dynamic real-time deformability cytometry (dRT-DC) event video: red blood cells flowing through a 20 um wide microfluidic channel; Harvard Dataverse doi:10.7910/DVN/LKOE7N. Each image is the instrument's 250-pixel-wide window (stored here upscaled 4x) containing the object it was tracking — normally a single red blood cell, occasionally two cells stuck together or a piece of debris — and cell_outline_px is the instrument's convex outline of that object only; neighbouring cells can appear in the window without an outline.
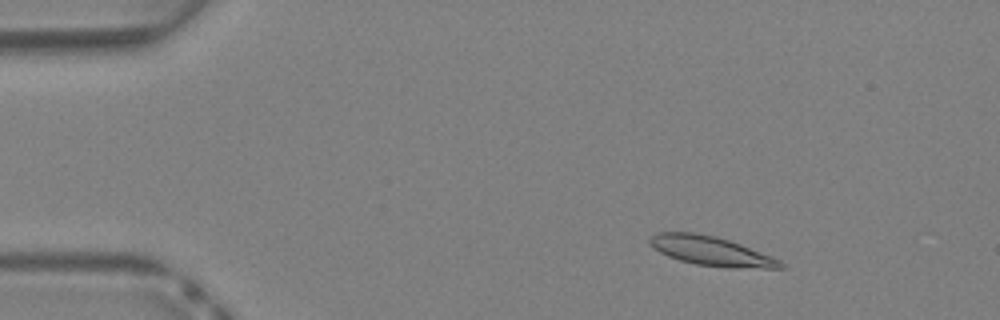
{"species": "Egyptian fruit bat (a non-hibernating species)", "species_latin": "Rousettus aegyptiacus", "temperature_condition": "warm", "stored_images_in_passage": 39, "camera_frame_rate_fps": 3000, "um_per_image_px": 0.085, "animal": {"sex": "female"}, "frame": {"image": 1, "passage_image": 5, "time_ms": 1.333, "image_size_px": [1000, 320], "cell_outline_px": [[784, 268], [728, 268], [696, 264], [680, 260], [668, 256], [652, 248], [648, 244], [648, 240], [656, 232], [692, 232], [716, 236], [740, 244], [780, 260], [784, 264]], "centroid_in_image_um": [60.4, 21.33], "position_along_channel_um": 24.6, "area_um2": 22.25}}
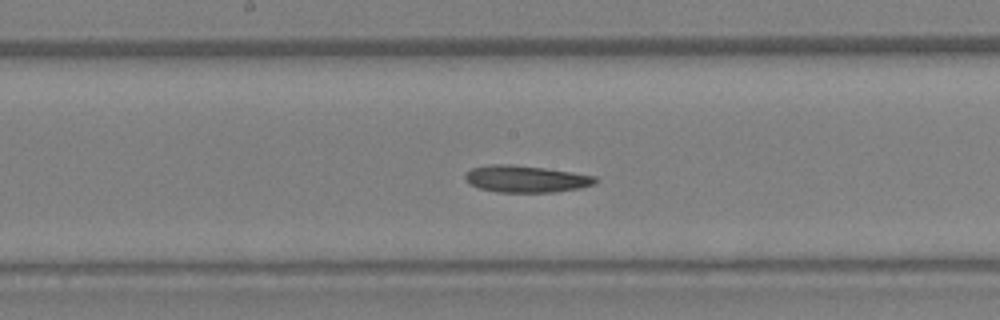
{"frame": {"image": 2, "passage_image": 20, "time_ms": 6.333, "image_size_px": [1000, 320], "cell_outline_px": [[596, 180], [592, 184], [580, 188], [552, 192], [496, 192], [480, 188], [464, 180], [464, 176], [472, 168], [492, 164], [508, 164], [544, 168], [572, 172], [596, 176]], "centroid_in_image_um": [44.68, 15.21], "position_along_channel_um": 203.5, "area_um2": 20.11}}
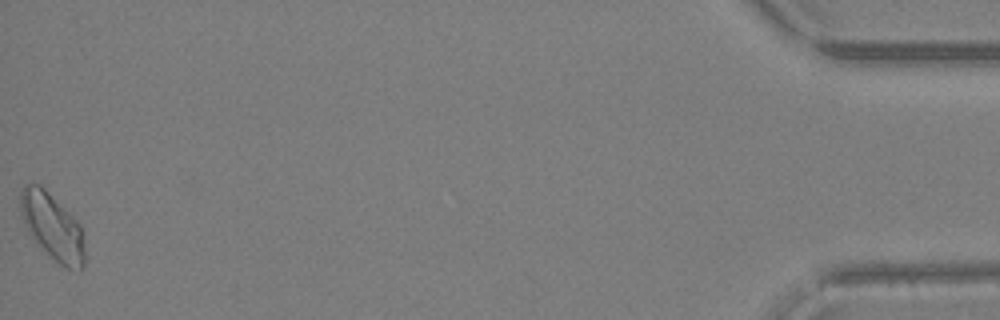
{"frame": {"image": 3, "passage_image": 39, "time_ms": 12.667, "image_size_px": [1000, 320], "cell_outline_px": [[84, 264], [80, 268], [64, 268], [28, 232], [20, 208], [20, 192], [24, 184], [32, 180], [40, 184], [80, 224], [84, 248]], "centroid_in_image_um": [4.43, 19.18], "position_along_channel_um": 430.8, "area_um2": 24.16}}